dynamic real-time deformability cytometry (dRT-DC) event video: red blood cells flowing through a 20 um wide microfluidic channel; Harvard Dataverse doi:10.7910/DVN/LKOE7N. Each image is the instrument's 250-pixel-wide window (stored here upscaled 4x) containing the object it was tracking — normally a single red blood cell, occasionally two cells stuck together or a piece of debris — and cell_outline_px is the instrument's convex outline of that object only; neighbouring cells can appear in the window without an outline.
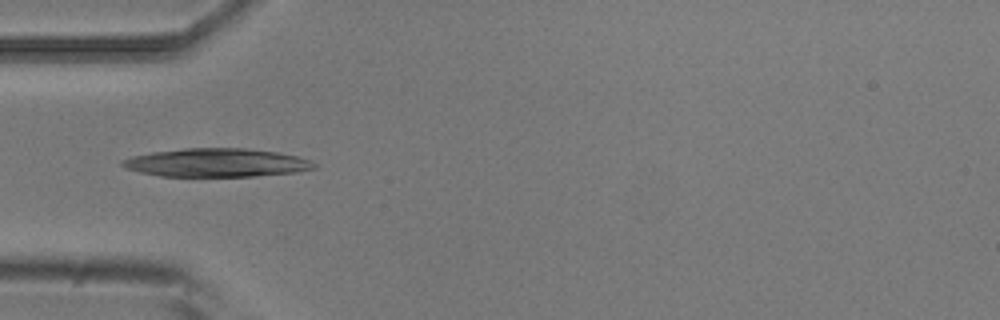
{"species": "common noctule bat (a hibernating species)", "species_latin": "Nyctalus noctula", "temperature_condition": "room temperature", "stored_images_in_passage": 10, "camera_frame_rate_fps": 3000, "um_per_image_px": 0.085, "animal": {"sex": "male", "body_mass_g": 20.5, "forearm_length_mm": 52.5}, "frame": {"image": 1, "passage_image": 4, "time_ms": 1.0, "image_size_px": [1000, 320], "cell_outline_px": [[316, 168], [296, 172], [252, 176], [160, 176], [140, 172], [124, 168], [120, 164], [120, 160], [132, 156], [152, 152], [184, 148], [244, 148], [280, 152], [312, 160], [316, 164]], "centroid_in_image_um": [18.4, 13.82], "position_along_channel_um": 66.6, "area_um2": 31.91}}
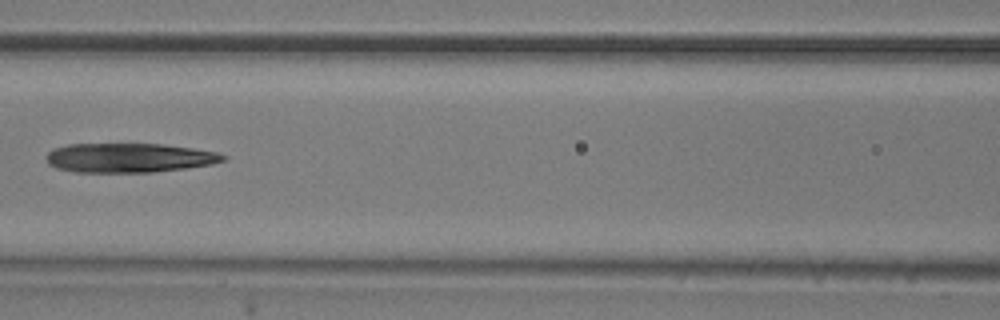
{"frame": {"image": 2, "passage_image": 6, "time_ms": 1.667, "image_size_px": [1000, 320], "cell_outline_px": [[228, 156], [224, 160], [212, 164], [184, 168], [152, 172], [76, 172], [56, 168], [48, 164], [44, 156], [52, 148], [68, 144], [164, 144], [192, 148], [216, 152]], "centroid_in_image_um": [10.92, 13.41], "position_along_channel_um": 155.7, "area_um2": 30.29}}
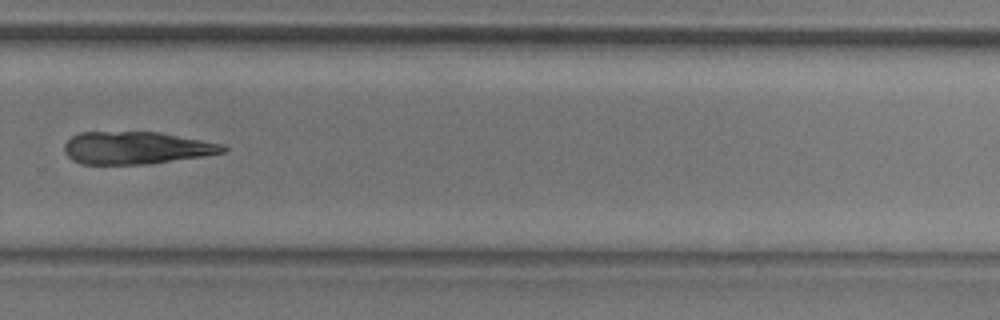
{"frame": {"image": 3, "passage_image": 10, "time_ms": 3.0, "image_size_px": [1000, 320], "cell_outline_px": [[228, 148], [224, 152], [204, 156], [148, 164], [80, 164], [72, 160], [64, 152], [64, 144], [72, 136], [80, 132], [160, 132], [224, 144]], "centroid_in_image_um": [11.58, 12.57], "position_along_channel_um": 318.2, "area_um2": 30.11}}